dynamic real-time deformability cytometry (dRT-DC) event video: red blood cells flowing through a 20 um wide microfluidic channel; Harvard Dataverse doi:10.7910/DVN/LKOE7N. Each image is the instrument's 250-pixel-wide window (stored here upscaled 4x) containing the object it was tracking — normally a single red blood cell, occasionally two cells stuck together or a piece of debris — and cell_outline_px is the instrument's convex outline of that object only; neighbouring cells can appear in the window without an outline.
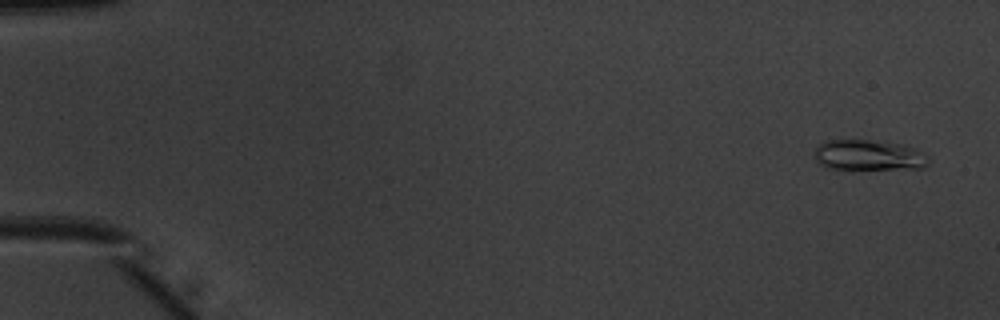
{"species": "common noctule bat (a hibernating species)", "species_latin": "Nyctalus noctula", "temperature_condition": "warm", "stored_images_in_passage": 51, "camera_frame_rate_fps": 3000, "um_per_image_px": 0.085, "animal": {"sex": "male", "body_mass_g": 20.1, "forearm_length_mm": 53.5}, "frame": {"image": 1, "passage_image": 2, "time_ms": 0.333, "image_size_px": [1000, 320], "cell_outline_px": [[928, 164], [924, 168], [852, 172], [824, 168], [816, 160], [816, 148], [824, 140], [868, 140], [900, 144], [916, 148], [928, 156]], "centroid_in_image_um": [73.83, 13.26], "position_along_channel_um": 11.2, "area_um2": 21.39}}
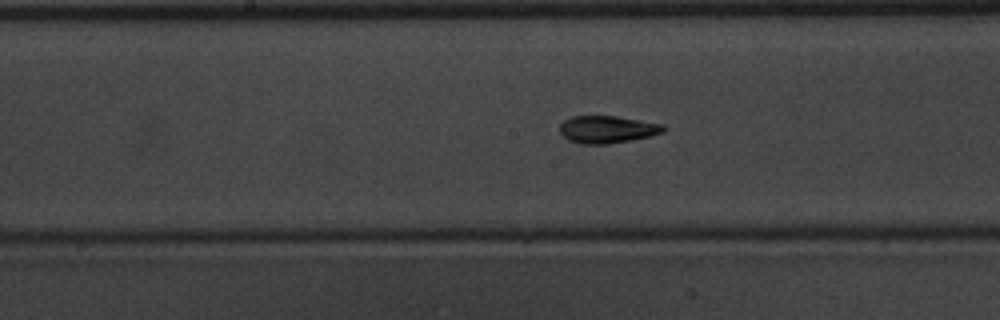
{"frame": {"image": 2, "passage_image": 27, "time_ms": 8.667, "image_size_px": [1000, 320], "cell_outline_px": [[668, 128], [664, 132], [652, 136], [632, 140], [608, 144], [580, 144], [568, 140], [560, 132], [560, 124], [564, 120], [572, 116], [616, 116], [664, 124]], "centroid_in_image_um": [51.66, 11.0], "position_along_channel_um": 196.5, "area_um2": 16.76}}
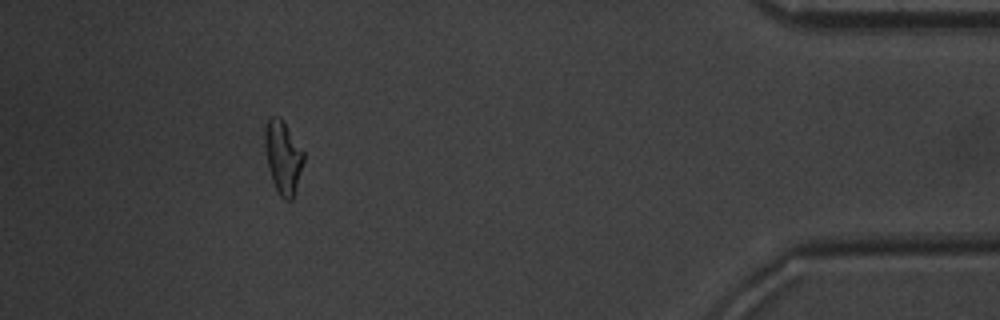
{"frame": {"image": 3, "passage_image": 47, "time_ms": 15.333, "image_size_px": [1000, 320], "cell_outline_px": [[304, 160], [296, 188], [292, 200], [284, 200], [280, 196], [272, 180], [268, 168], [264, 148], [264, 128], [268, 120], [272, 116], [280, 116], [304, 152]], "centroid_in_image_um": [24.04, 13.34], "position_along_channel_um": 411.2, "area_um2": 16.47}, "authors_computed_cell_mechanics": {"area_um2": 16.473, "velocity_mm_per_s": 3.9742, "shape_relaxation_time_tau1_ms": 3.8107, "shape_relaxation_time_tau2_ms": 2.1683, "deformation_change_tau1": 0.1865, "deformation_change_tau2": 0.0828}}